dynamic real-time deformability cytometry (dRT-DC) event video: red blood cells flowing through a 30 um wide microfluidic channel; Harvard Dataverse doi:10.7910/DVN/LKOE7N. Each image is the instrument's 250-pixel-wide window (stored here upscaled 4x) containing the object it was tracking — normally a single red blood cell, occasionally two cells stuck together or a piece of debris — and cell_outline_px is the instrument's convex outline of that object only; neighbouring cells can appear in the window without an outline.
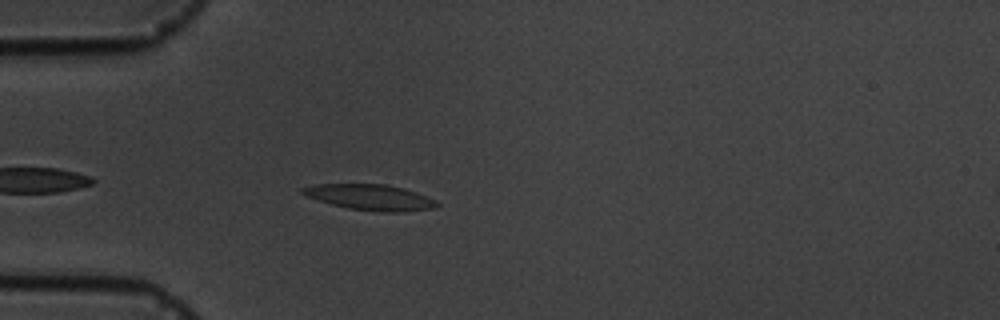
{"species": "common noctule bat (a hibernating species)", "species_latin": "Nyctalus noctula", "temperature_condition": "cold", "stored_images_in_passage": 5, "camera_frame_rate_fps": 3000, "um_per_image_px": 0.085, "animal": {"sex": "male", "body_mass_g": 19.5, "forearm_length_mm": 54.6}, "frame": {"image": 1, "passage_image": 5, "time_ms": 4.333, "image_size_px": [1000, 320], "cell_outline_px": [[440, 204], [432, 208], [404, 212], [376, 212], [348, 208], [332, 204], [308, 196], [300, 192], [300, 188], [312, 184], [384, 184], [404, 188], [416, 192], [436, 200]], "centroid_in_image_um": [31.47, 16.77], "position_along_channel_um": 53.5, "area_um2": 20.11}}